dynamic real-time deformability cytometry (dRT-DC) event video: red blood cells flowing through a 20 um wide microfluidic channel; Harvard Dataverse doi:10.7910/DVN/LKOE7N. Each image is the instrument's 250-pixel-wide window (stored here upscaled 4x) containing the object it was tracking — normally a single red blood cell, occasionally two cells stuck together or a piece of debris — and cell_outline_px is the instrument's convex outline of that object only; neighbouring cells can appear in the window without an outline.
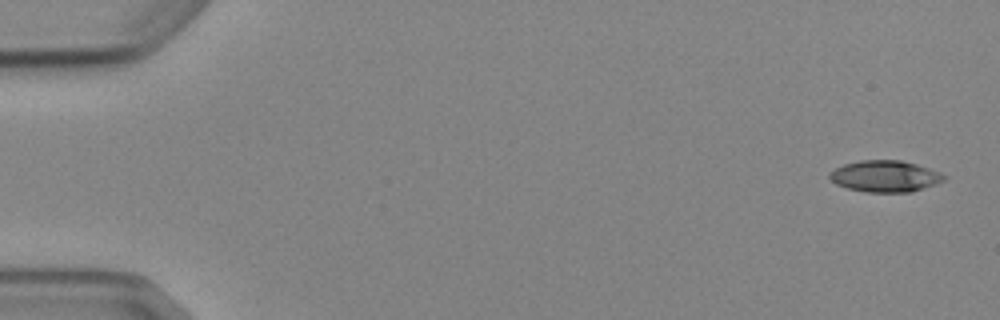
{"species": "Egyptian fruit bat (a non-hibernating species)", "species_latin": "Rousettus aegyptiacus", "temperature_condition": "cold", "stored_images_in_passage": 4, "camera_frame_rate_fps": 3000, "um_per_image_px": 0.085, "animal": {"sex": "female"}, "frame": {"image": 1, "passage_image": 1, "time_ms": 0.0, "image_size_px": [1000, 320], "cell_outline_px": [[948, 176], [944, 180], [936, 184], [912, 192], [868, 192], [848, 188], [836, 184], [828, 176], [836, 168], [844, 164], [860, 160], [900, 160], [916, 164], [940, 172]], "centroid_in_image_um": [75.27, 14.98], "position_along_channel_um": 9.7, "area_um2": 20.87}}
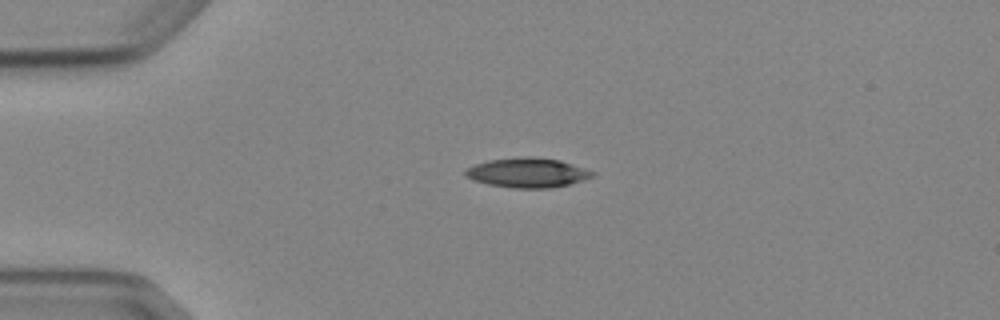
{"frame": {"image": 2, "passage_image": 4, "time_ms": 3.667, "image_size_px": [1000, 320], "cell_outline_px": [[596, 172], [592, 176], [568, 184], [552, 188], [512, 188], [488, 184], [472, 180], [464, 172], [468, 168], [476, 164], [488, 160], [524, 156], [532, 156], [560, 160]], "centroid_in_image_um": [44.83, 14.67], "position_along_channel_um": 40.2, "area_um2": 21.73}}